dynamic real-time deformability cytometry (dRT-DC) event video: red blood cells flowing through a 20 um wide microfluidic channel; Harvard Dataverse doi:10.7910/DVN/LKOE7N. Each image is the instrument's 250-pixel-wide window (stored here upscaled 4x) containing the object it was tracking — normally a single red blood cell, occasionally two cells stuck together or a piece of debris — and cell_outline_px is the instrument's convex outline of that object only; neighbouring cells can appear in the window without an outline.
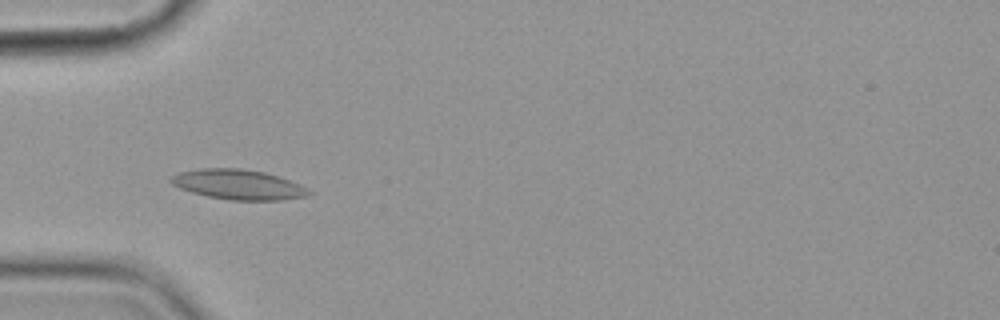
{"species": "common noctule bat (a hibernating species)", "species_latin": "Nyctalus noctula", "temperature_condition": "cold", "stored_images_in_passage": 6, "camera_frame_rate_fps": 3000, "um_per_image_px": 0.085, "animal": {"sex": "female", "body_mass_g": 19.9}, "frame": {"image": 1, "passage_image": 5, "time_ms": 4.667, "image_size_px": [1000, 320], "cell_outline_px": [[312, 192], [308, 196], [280, 200], [232, 200], [208, 196], [192, 192], [180, 188], [172, 184], [168, 180], [172, 176], [180, 172], [200, 168], [240, 168], [264, 172], [300, 184], [308, 188]], "centroid_in_image_um": [20.25, 15.68], "position_along_channel_um": 64.7, "area_um2": 23.93}}
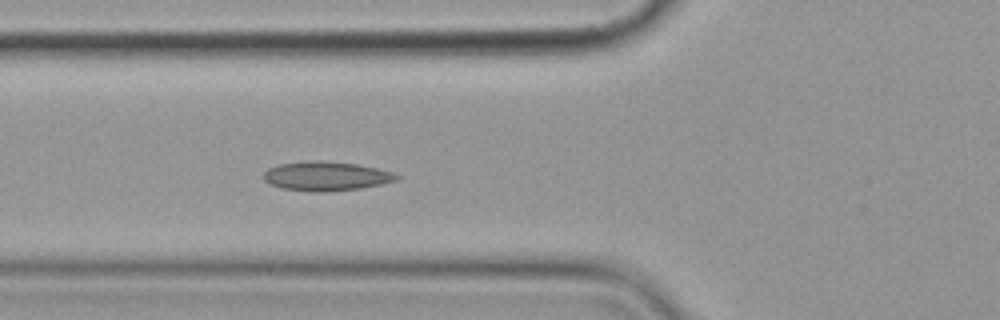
{"frame": {"image": 2, "passage_image": 6, "time_ms": 5.667, "image_size_px": [1000, 320], "cell_outline_px": [[400, 176], [396, 180], [380, 184], [360, 188], [328, 192], [312, 192], [280, 188], [268, 184], [264, 180], [264, 172], [268, 168], [280, 164], [312, 160], [320, 160], [356, 164], [396, 172]], "centroid_in_image_um": [27.7, 14.97], "position_along_channel_um": 98.1, "area_um2": 22.77}}